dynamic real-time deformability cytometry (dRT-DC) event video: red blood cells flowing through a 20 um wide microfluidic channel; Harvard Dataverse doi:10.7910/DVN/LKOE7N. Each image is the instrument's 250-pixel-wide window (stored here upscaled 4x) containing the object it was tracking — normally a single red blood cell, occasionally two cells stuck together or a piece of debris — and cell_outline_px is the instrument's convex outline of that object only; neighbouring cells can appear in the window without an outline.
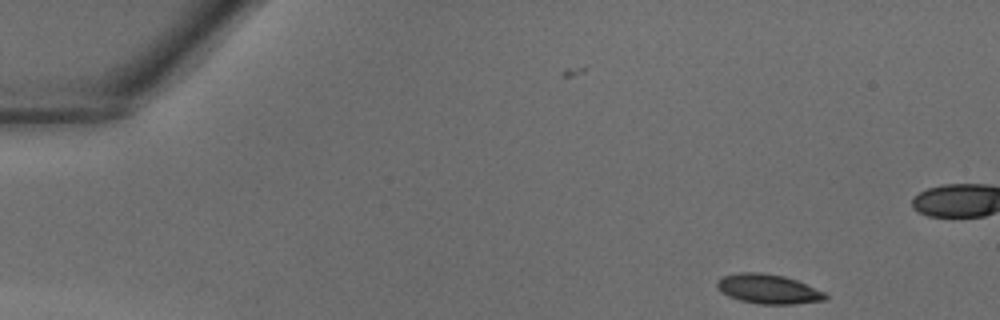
{"species": "common noctule bat (a hibernating species)", "species_latin": "Nyctalus noctula", "temperature_condition": "warm", "stored_images_in_passage": 3, "camera_frame_rate_fps": 3000, "um_per_image_px": 0.085, "animal": {"sex": "male", "body_mass_g": 18.8}, "frame": {"image": 1, "passage_image": 3, "time_ms": 0.667, "image_size_px": [1000, 320], "cell_outline_px": [[828, 296], [824, 300], [792, 304], [760, 304], [740, 300], [728, 296], [720, 292], [716, 288], [716, 280], [724, 276], [740, 272], [764, 272], [784, 276], [796, 280], [824, 292]], "centroid_in_image_um": [65.24, 24.55], "position_along_channel_um": 19.8, "area_um2": 18.61}}